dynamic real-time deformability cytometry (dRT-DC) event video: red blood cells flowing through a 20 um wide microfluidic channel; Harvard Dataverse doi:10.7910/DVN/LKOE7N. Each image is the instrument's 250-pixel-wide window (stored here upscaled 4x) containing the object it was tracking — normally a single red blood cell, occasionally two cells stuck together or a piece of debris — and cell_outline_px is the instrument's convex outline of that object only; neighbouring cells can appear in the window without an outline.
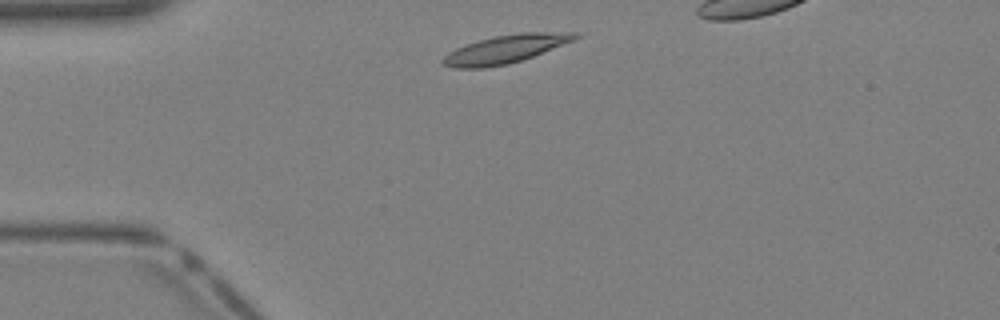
{"species": "Egyptian fruit bat (a non-hibernating species)", "species_latin": "Rousettus aegyptiacus", "temperature_condition": "warm", "stored_images_in_passage": 27, "camera_frame_rate_fps": 3000, "um_per_image_px": 0.085, "animal": {"sex": "female"}, "frame": {"image": 1, "passage_image": 1, "time_ms": 0.0, "image_size_px": [1000, 320], "cell_outline_px": [[580, 36], [576, 40], [532, 56], [508, 64], [484, 68], [456, 68], [444, 64], [440, 60], [448, 52], [464, 44], [496, 36], [520, 32], [580, 32]], "centroid_in_image_um": [42.99, 4.16], "position_along_channel_um": 42.0, "area_um2": 21.68}}
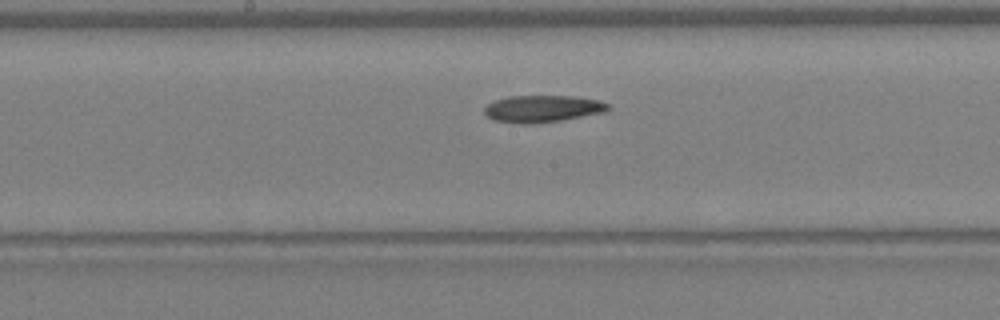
{"frame": {"image": 2, "passage_image": 12, "time_ms": 3.667, "image_size_px": [1000, 320], "cell_outline_px": [[612, 108], [604, 112], [560, 120], [528, 124], [520, 124], [492, 120], [484, 112], [484, 108], [488, 104], [496, 100], [508, 96], [576, 96], [596, 100], [612, 104]], "centroid_in_image_um": [46.13, 9.24], "position_along_channel_um": 202.1, "area_um2": 19.42}}
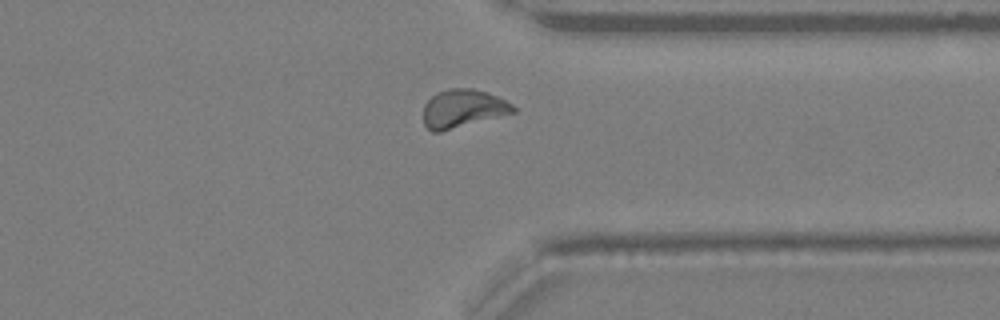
{"frame": {"image": 3, "passage_image": 22, "time_ms": 7.0, "image_size_px": [1000, 320], "cell_outline_px": [[516, 112], [440, 132], [432, 132], [424, 124], [424, 104], [436, 92], [448, 88], [472, 88], [496, 96], [512, 104], [516, 108]], "centroid_in_image_um": [39.32, 9.23], "position_along_channel_um": 372.1, "area_um2": 19.88}}